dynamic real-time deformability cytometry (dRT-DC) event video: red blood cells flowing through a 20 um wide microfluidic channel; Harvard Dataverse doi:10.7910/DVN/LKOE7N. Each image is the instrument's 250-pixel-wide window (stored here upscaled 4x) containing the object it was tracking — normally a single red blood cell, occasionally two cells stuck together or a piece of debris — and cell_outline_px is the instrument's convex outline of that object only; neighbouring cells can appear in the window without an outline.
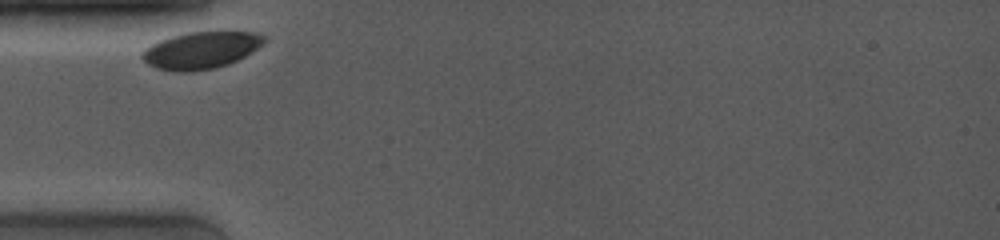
{"species": "common noctule bat (a hibernating species)", "species_latin": "Nyctalus noctula", "temperature_condition": "room temperature", "stored_images_in_passage": 25, "camera_frame_rate_fps": 4000, "um_per_image_px": 0.085, "animal": {"sex": "female", "body_mass_g": 19.0, "forearm_length_mm": 53.3}, "frame": {"image": 1, "passage_image": 1, "time_ms": 0.0, "image_size_px": [1000, 240], "cell_outline_px": [[264, 44], [252, 52], [228, 64], [212, 68], [192, 72], [176, 72], [156, 68], [148, 64], [140, 56], [140, 52], [144, 48], [160, 40], [172, 36], [188, 32], [260, 32], [264, 36]], "centroid_in_image_um": [17.06, 4.27], "position_along_channel_um": 67.9, "area_um2": 26.3}}
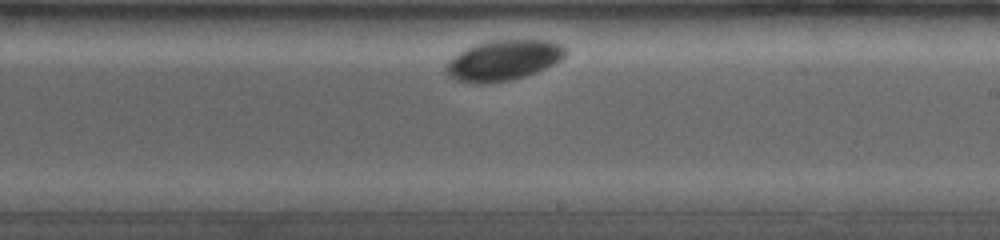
{"frame": {"image": 2, "passage_image": 15, "time_ms": 5.25, "image_size_px": [1000, 240], "cell_outline_px": [[568, 52], [560, 60], [536, 72], [512, 80], [480, 84], [472, 84], [456, 80], [448, 76], [444, 72], [444, 64], [448, 60], [460, 52], [476, 44], [492, 40], [548, 40], [560, 44], [568, 48]], "centroid_in_image_um": [42.76, 5.13], "position_along_channel_um": 246.2, "area_um2": 28.26}}
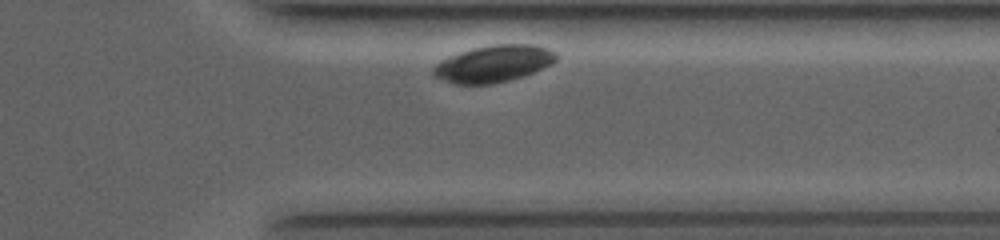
{"frame": {"image": 3, "passage_image": 24, "time_ms": 8.75, "image_size_px": [1000, 240], "cell_outline_px": [[560, 56], [556, 60], [524, 76], [492, 84], [456, 84], [444, 80], [436, 76], [432, 72], [432, 68], [440, 60], [448, 56], [472, 48], [496, 44], [532, 44], [548, 48], [556, 52]], "centroid_in_image_um": [41.94, 5.4], "position_along_channel_um": 369.5, "area_um2": 26.24}}